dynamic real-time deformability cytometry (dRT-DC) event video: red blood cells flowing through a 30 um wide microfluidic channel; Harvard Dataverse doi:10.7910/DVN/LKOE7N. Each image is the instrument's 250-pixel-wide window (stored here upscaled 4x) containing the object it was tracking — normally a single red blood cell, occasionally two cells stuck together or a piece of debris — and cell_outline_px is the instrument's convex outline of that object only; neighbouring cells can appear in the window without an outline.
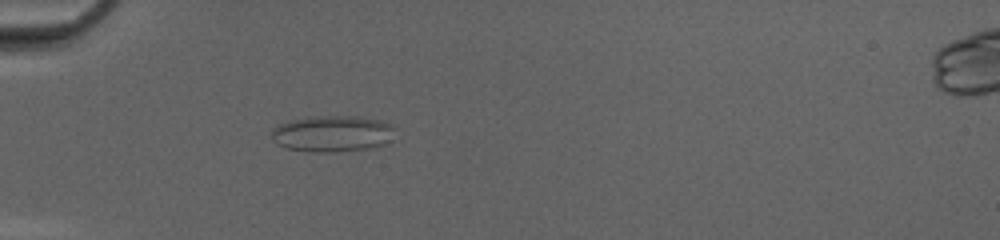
{"species": "common noctule bat (a hibernating species)", "species_latin": "Nyctalus noctula", "temperature_condition": "cold", "stored_images_in_passage": 50, "camera_frame_rate_fps": 3000, "um_per_image_px": 0.085, "animal": {"sex": "female", "body_mass_g": 20.0, "forearm_length_mm": 54.0}, "frame": {"image": 1, "passage_image": 17, "time_ms": 5.333, "image_size_px": [1000, 240], "cell_outline_px": [[392, 140], [384, 144], [364, 148], [332, 152], [308, 152], [284, 148], [276, 144], [272, 140], [272, 128], [288, 120], [312, 116], [356, 116], [380, 120], [392, 124]], "centroid_in_image_um": [28.18, 11.35], "position_along_channel_um": 56.8, "area_um2": 26.18}}
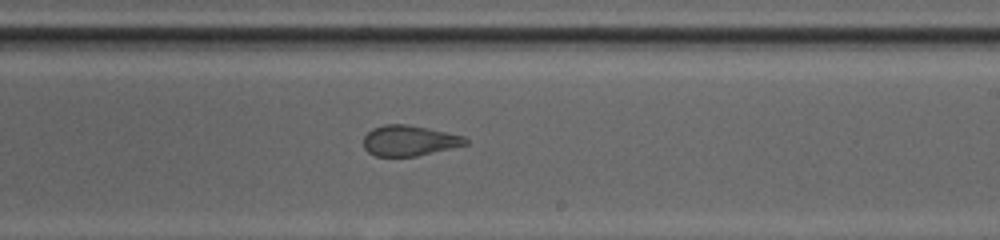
{"frame": {"image": 2, "passage_image": 32, "time_ms": 10.333, "image_size_px": [1000, 240], "cell_outline_px": [[468, 144], [416, 156], [376, 156], [368, 152], [364, 148], [364, 136], [372, 128], [384, 124], [408, 124], [464, 136], [468, 140]], "centroid_in_image_um": [34.76, 11.95], "position_along_channel_um": 254.2, "area_um2": 18.03}}
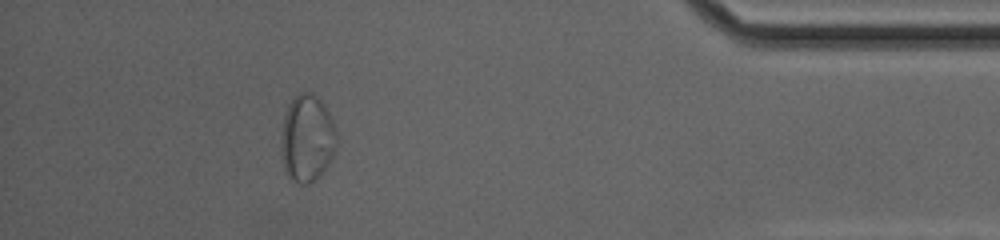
{"frame": {"image": 3, "passage_image": 46, "time_ms": 15.0, "image_size_px": [1000, 240], "cell_outline_px": [[336, 148], [328, 164], [316, 180], [308, 184], [296, 184], [284, 172], [280, 148], [284, 116], [288, 104], [300, 92], [312, 92], [324, 104], [336, 128]], "centroid_in_image_um": [26.09, 11.79], "position_along_channel_um": 409.1, "area_um2": 28.44}}